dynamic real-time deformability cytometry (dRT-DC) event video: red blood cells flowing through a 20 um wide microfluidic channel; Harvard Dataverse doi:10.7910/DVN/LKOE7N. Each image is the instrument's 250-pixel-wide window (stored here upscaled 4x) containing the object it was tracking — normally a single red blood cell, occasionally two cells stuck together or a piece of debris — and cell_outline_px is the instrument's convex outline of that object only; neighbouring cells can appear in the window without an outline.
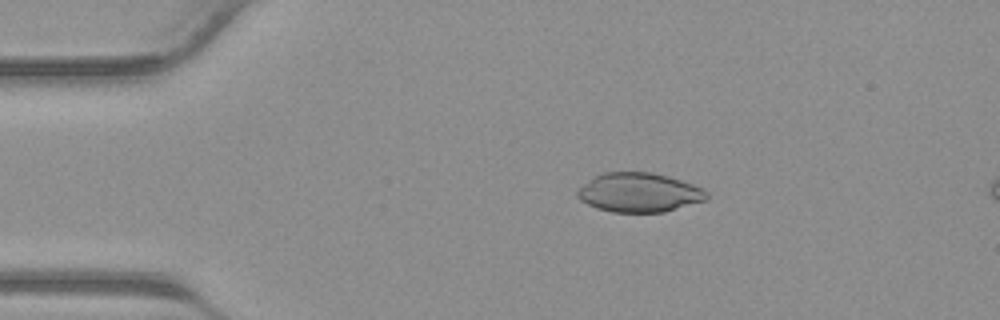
{"species": "common noctule bat (a hibernating species)", "species_latin": "Nyctalus noctula", "temperature_condition": "warm", "stored_images_in_passage": 37, "camera_frame_rate_fps": 3000, "um_per_image_px": 0.085, "animal": {"sex": "male", "body_mass_g": 23.1, "forearm_length_mm": 52.7}, "frame": {"image": 1, "passage_image": 4, "time_ms": 1.0, "image_size_px": [1000, 320], "cell_outline_px": [[708, 200], [664, 212], [612, 212], [596, 208], [580, 200], [576, 196], [576, 192], [584, 184], [596, 176], [604, 172], [652, 172], [668, 176], [704, 188], [708, 192]], "centroid_in_image_um": [54.36, 16.37], "position_along_channel_um": 30.6, "area_um2": 29.59}}
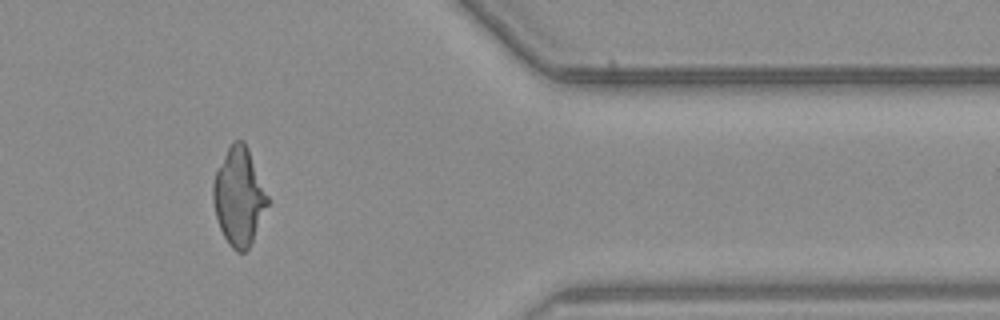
{"frame": {"image": 2, "passage_image": 30, "time_ms": 9.667, "image_size_px": [1000, 320], "cell_outline_px": [[268, 204], [252, 240], [248, 248], [244, 252], [236, 252], [228, 244], [220, 228], [216, 216], [212, 200], [212, 184], [216, 172], [228, 148], [236, 140], [244, 140], [248, 148], [268, 196]], "centroid_in_image_um": [20.29, 16.72], "position_along_channel_um": 391.1, "area_um2": 30.46}}